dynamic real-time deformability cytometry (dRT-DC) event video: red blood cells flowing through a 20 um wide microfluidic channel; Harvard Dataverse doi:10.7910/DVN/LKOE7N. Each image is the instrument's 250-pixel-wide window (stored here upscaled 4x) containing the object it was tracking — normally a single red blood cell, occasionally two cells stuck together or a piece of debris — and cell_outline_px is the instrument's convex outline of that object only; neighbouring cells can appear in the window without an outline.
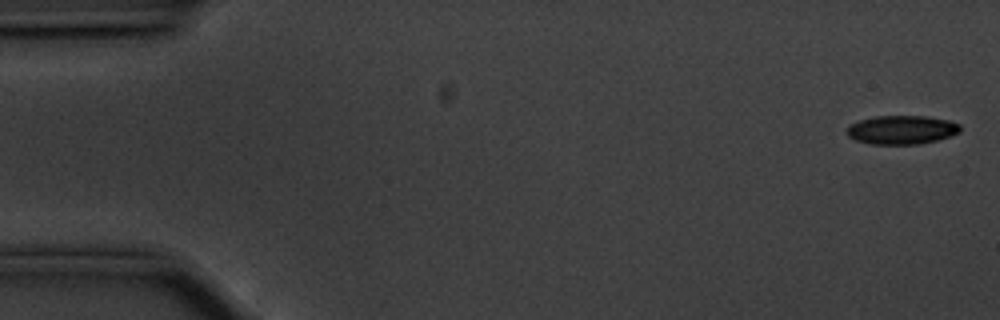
{"species": "common noctule bat (a hibernating species)", "species_latin": "Nyctalus noctula", "temperature_condition": "cold", "stored_images_in_passage": 57, "camera_frame_rate_fps": 3000, "um_per_image_px": 0.085, "animal": {"sex": "male", "body_mass_g": 20.1, "forearm_length_mm": 53.5}, "frame": {"image": 1, "passage_image": 2, "time_ms": 0.333, "image_size_px": [1000, 320], "cell_outline_px": [[960, 132], [936, 140], [920, 144], [872, 144], [856, 140], [848, 136], [844, 132], [848, 124], [860, 120], [876, 116], [928, 116], [948, 120], [960, 124]], "centroid_in_image_um": [76.6, 11.03], "position_along_channel_um": 8.4, "area_um2": 19.07}}
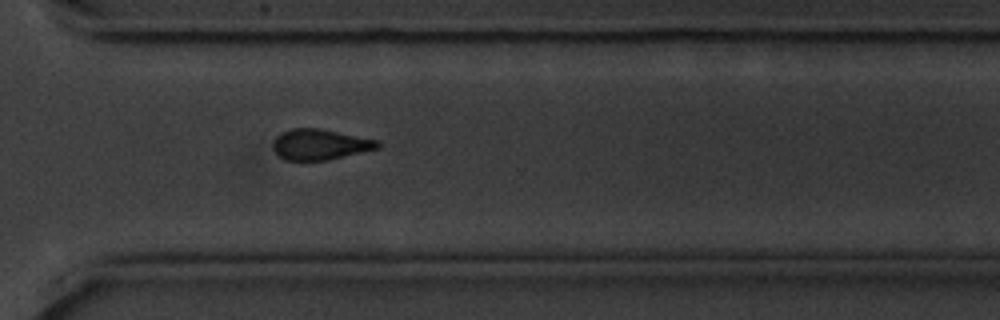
{"frame": {"image": 2, "passage_image": 41, "time_ms": 13.333, "image_size_px": [1000, 320], "cell_outline_px": [[380, 148], [328, 160], [284, 160], [272, 148], [272, 144], [276, 136], [292, 128], [320, 128], [380, 140]], "centroid_in_image_um": [27.23, 12.27], "position_along_channel_um": 343.4, "area_um2": 18.79}}
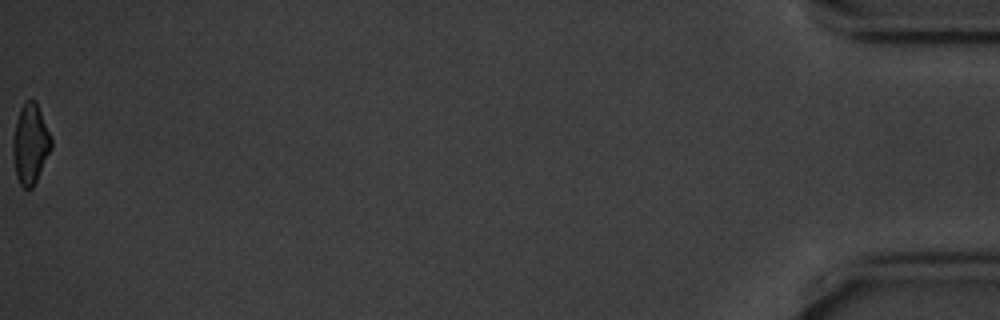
{"frame": {"image": 3, "passage_image": 57, "time_ms": 18.667, "image_size_px": [1000, 320], "cell_outline_px": [[52, 148], [32, 188], [24, 188], [20, 184], [16, 176], [12, 152], [12, 140], [16, 120], [20, 108], [28, 100], [36, 100], [52, 140]], "centroid_in_image_um": [2.57, 12.23], "position_along_channel_um": 432.6, "area_um2": 17.74}, "authors_computed_cell_mechanics": {"area_um2": 19.4786, "velocity_mm_per_s": 3.5556, "shape_relaxation_time_tau1_ms": 2.3763, "shape_relaxation_time_tau2_ms": 4.6837, "deformation_change_tau1": 0.1123, "deformation_change_tau2": 0.1302}}